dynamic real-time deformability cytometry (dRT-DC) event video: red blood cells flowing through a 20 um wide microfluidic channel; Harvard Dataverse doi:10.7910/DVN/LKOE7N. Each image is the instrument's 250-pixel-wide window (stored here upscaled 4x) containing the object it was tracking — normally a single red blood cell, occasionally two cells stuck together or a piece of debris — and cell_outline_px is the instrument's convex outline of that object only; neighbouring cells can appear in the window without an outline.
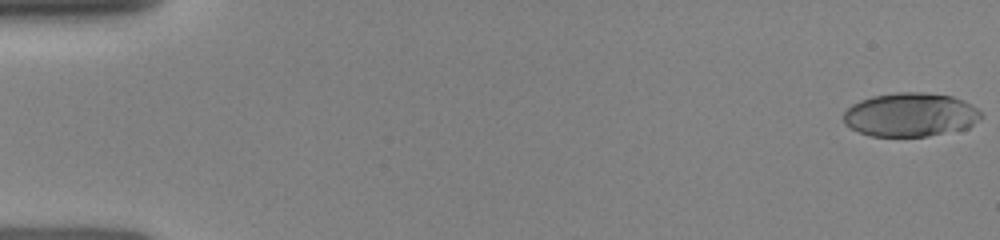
{"species": "human", "species_latin": "Homo sapiens", "temperature_condition": "room temperature", "stored_images_in_passage": 17, "camera_frame_rate_fps": 3000, "um_per_image_px": 0.085, "donor": {"sex": "female"}, "frame": {"image": 1, "passage_image": 1, "time_ms": 0.0, "image_size_px": [1000, 240], "cell_outline_px": [[984, 116], [980, 120], [968, 128], [928, 136], [872, 136], [860, 132], [844, 124], [844, 112], [852, 104], [860, 100], [872, 96], [896, 92], [928, 92], [952, 96], [964, 100], [972, 104], [984, 112]], "centroid_in_image_um": [77.45, 9.74], "position_along_channel_um": 7.6, "area_um2": 35.49}}
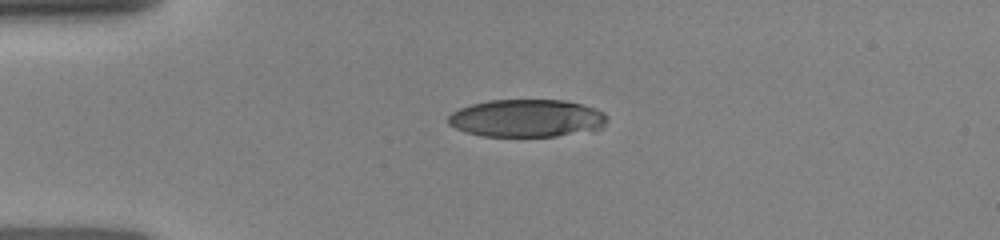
{"frame": {"image": 2, "passage_image": 12, "time_ms": 3.667, "image_size_px": [1000, 240], "cell_outline_px": [[608, 120], [600, 128], [556, 136], [480, 136], [456, 128], [448, 124], [448, 116], [452, 112], [460, 108], [472, 104], [488, 100], [564, 100], [596, 108], [604, 112], [608, 116]], "centroid_in_image_um": [44.77, 10.04], "position_along_channel_um": 40.2, "area_um2": 34.74}}
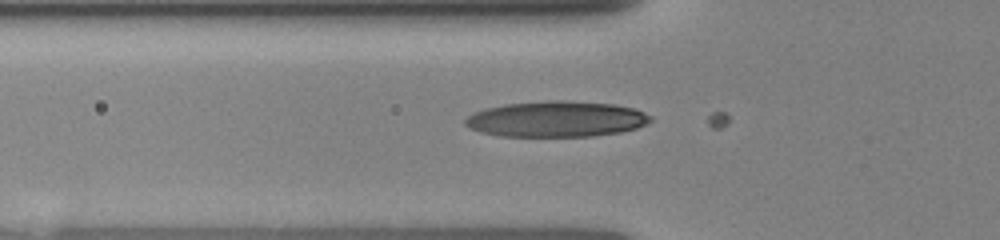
{"frame": {"image": 3, "passage_image": 17, "time_ms": 5.333, "image_size_px": [1000, 240], "cell_outline_px": [[652, 120], [636, 128], [620, 132], [592, 136], [500, 136], [480, 132], [468, 128], [464, 124], [464, 120], [468, 116], [476, 112], [488, 108], [504, 104], [552, 100], [564, 100], [612, 104], [632, 108], [644, 112], [652, 116]], "centroid_in_image_um": [47.27, 10.12], "position_along_channel_um": 78.5, "area_um2": 38.49}}